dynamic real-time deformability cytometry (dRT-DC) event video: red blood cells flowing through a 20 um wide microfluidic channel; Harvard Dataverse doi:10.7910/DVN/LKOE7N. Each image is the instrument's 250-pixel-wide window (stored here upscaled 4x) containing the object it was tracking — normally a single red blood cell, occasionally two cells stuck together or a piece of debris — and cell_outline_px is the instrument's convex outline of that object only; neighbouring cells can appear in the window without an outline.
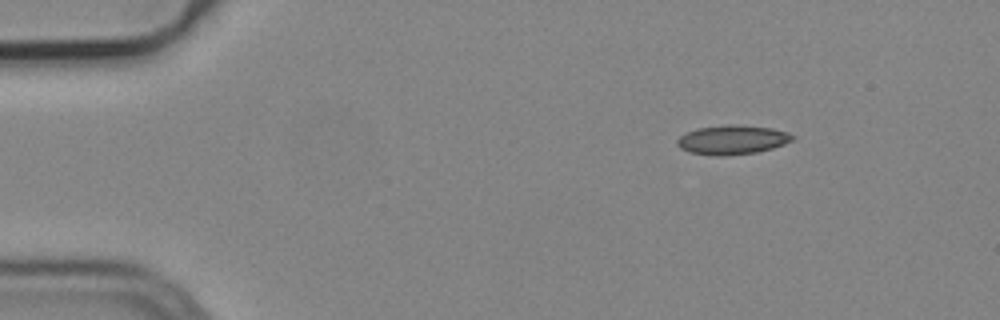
{"species": "common noctule bat (a hibernating species)", "species_latin": "Nyctalus noctula", "temperature_condition": "cold", "stored_images_in_passage": 14, "camera_frame_rate_fps": 3000, "um_per_image_px": 0.085, "animal": {"sex": "male", "body_mass_g": 19.2, "forearm_length_mm": 51.8}, "frame": {"image": 1, "passage_image": 1, "time_ms": 0.0, "image_size_px": [1000, 320], "cell_outline_px": [[796, 136], [792, 140], [784, 144], [772, 148], [756, 152], [724, 156], [716, 156], [688, 152], [680, 148], [676, 144], [676, 140], [680, 136], [696, 128], [728, 124], [732, 124], [772, 128], [788, 132]], "centroid_in_image_um": [62.23, 11.88], "position_along_channel_um": 22.8, "area_um2": 19.71}}
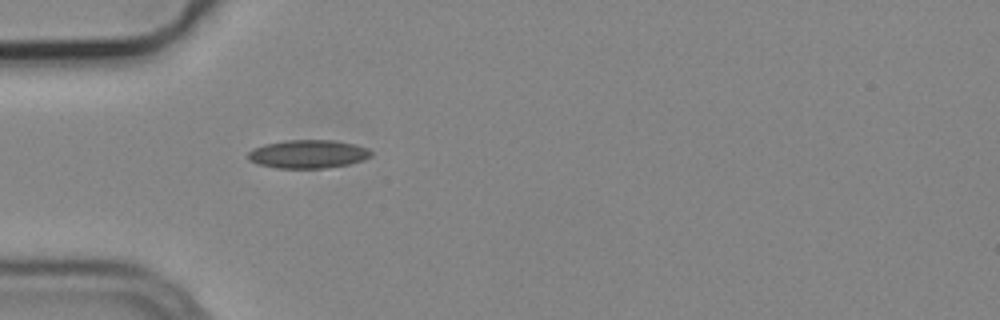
{"frame": {"image": 2, "passage_image": 10, "time_ms": 3.0, "image_size_px": [1000, 320], "cell_outline_px": [[372, 156], [348, 164], [324, 168], [276, 168], [256, 164], [248, 160], [248, 152], [252, 148], [264, 144], [288, 140], [336, 140], [368, 148], [372, 152]], "centroid_in_image_um": [26.13, 13.09], "position_along_channel_um": 58.9, "area_um2": 20.35}}
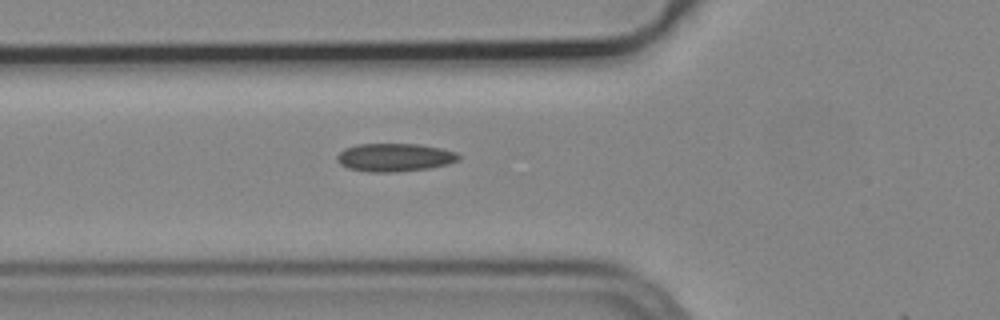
{"frame": {"image": 3, "passage_image": 13, "time_ms": 4.0, "image_size_px": [1000, 320], "cell_outline_px": [[460, 160], [448, 164], [428, 168], [396, 172], [368, 172], [348, 168], [340, 164], [336, 160], [336, 156], [344, 148], [356, 144], [420, 144], [440, 148], [456, 152], [460, 156]], "centroid_in_image_um": [33.53, 13.38], "position_along_channel_um": 92.3, "area_um2": 20.06}}